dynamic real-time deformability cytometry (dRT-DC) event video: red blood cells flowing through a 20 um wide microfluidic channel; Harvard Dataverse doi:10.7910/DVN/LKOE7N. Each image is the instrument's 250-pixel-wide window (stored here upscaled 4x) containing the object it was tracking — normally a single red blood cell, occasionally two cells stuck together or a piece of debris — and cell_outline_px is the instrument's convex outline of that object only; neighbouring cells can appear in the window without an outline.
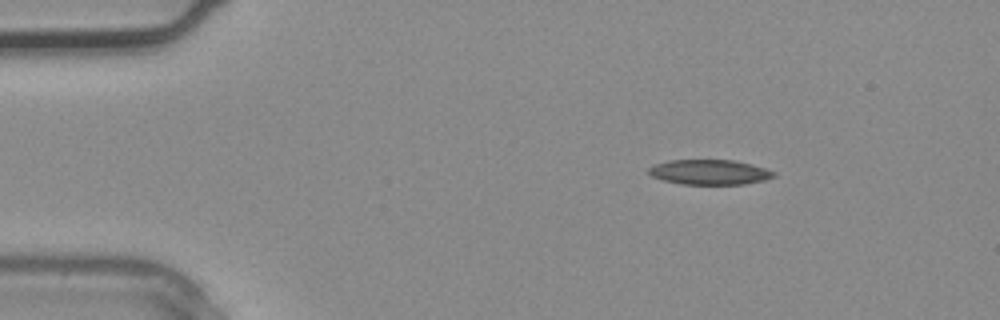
{"species": "common noctule bat (a hibernating species)", "species_latin": "Nyctalus noctula", "temperature_condition": "warm", "stored_images_in_passage": 3, "camera_frame_rate_fps": 3000, "um_per_image_px": 0.085, "animal": {"sex": "male", "body_mass_g": 20.4}, "frame": {"image": 1, "passage_image": 1, "time_ms": 0.0, "image_size_px": [1000, 320], "cell_outline_px": [[776, 176], [764, 180], [744, 184], [680, 184], [664, 180], [652, 176], [648, 172], [648, 168], [656, 164], [668, 160], [732, 160], [752, 164], [776, 172]], "centroid_in_image_um": [60.32, 14.63], "position_along_channel_um": 24.7, "area_um2": 18.15}}